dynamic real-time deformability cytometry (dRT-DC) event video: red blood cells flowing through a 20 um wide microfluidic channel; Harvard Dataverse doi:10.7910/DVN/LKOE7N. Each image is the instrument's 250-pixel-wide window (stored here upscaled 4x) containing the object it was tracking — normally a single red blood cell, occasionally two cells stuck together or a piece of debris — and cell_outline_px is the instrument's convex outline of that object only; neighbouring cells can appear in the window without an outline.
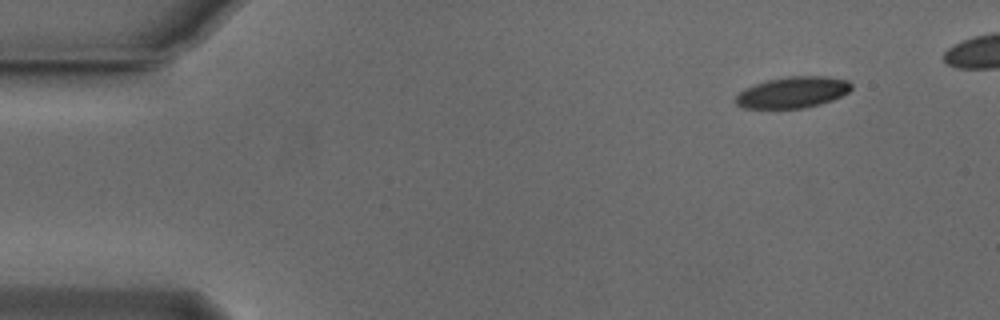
{"species": "Egyptian fruit bat (a non-hibernating species)", "species_latin": "Rousettus aegyptiacus", "temperature_condition": "cold", "stored_images_in_passage": 42, "camera_frame_rate_fps": 3000, "um_per_image_px": 0.085, "animal": {"sex": "male"}, "frame": {"image": 1, "passage_image": 1, "time_ms": 0.0, "image_size_px": [1000, 320], "cell_outline_px": [[852, 88], [848, 92], [832, 100], [820, 104], [804, 108], [744, 108], [736, 104], [736, 96], [744, 88], [768, 80], [788, 76], [828, 76], [848, 80], [852, 84]], "centroid_in_image_um": [67.4, 7.84], "position_along_channel_um": 17.6, "area_um2": 20.98}}
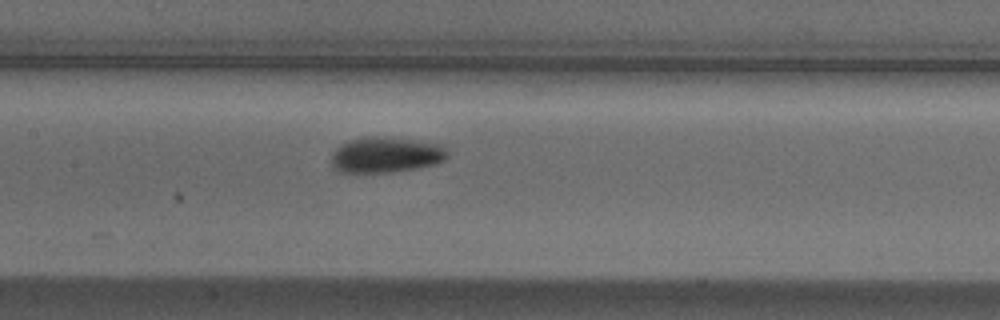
{"frame": {"image": 2, "passage_image": 21, "time_ms": 6.667, "image_size_px": [1000, 320], "cell_outline_px": [[448, 156], [444, 160], [436, 164], [420, 168], [392, 172], [340, 172], [332, 164], [332, 152], [340, 144], [348, 140], [364, 136], [376, 136], [416, 140], [444, 144], [448, 148]], "centroid_in_image_um": [32.85, 13.15], "position_along_channel_um": 174.5, "area_um2": 24.51}}
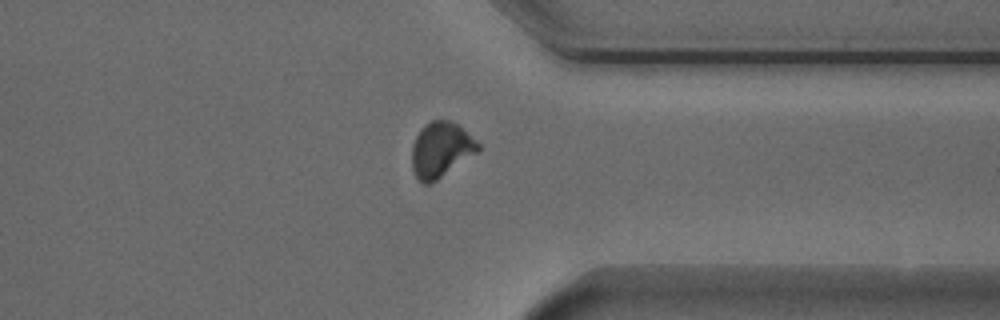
{"frame": {"image": 3, "passage_image": 37, "time_ms": 12.0, "image_size_px": [1000, 320], "cell_outline_px": [[480, 148], [476, 152], [436, 180], [428, 184], [424, 184], [416, 176], [412, 168], [412, 144], [420, 128], [424, 124], [432, 120], [448, 120], [456, 124], [476, 140], [480, 144]], "centroid_in_image_um": [37.44, 12.7], "position_along_channel_um": 374.0, "area_um2": 20.87}}